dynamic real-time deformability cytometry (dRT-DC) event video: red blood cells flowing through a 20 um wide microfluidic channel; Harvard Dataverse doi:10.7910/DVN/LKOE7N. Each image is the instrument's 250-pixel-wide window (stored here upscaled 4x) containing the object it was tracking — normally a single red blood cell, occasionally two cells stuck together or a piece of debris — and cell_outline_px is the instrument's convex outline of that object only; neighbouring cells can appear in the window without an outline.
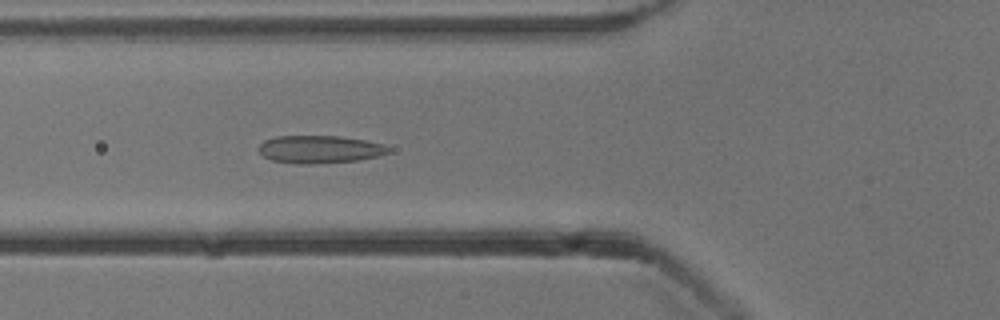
{"species": "common noctule bat (a hibernating species)", "species_latin": "Nyctalus noctula", "temperature_condition": "cold", "stored_images_in_passage": 54, "camera_frame_rate_fps": 3000, "um_per_image_px": 0.085, "animal": {"sex": "male", "body_mass_g": 13.3}, "frame": {"image": 1, "passage_image": 20, "time_ms": 6.333, "image_size_px": [1000, 320], "cell_outline_px": [[388, 152], [376, 156], [356, 160], [312, 164], [300, 164], [272, 160], [264, 156], [256, 148], [264, 140], [276, 136], [340, 136], [364, 140], [384, 144], [388, 148]], "centroid_in_image_um": [27.11, 12.68], "position_along_channel_um": 98.7, "area_um2": 20.75}}
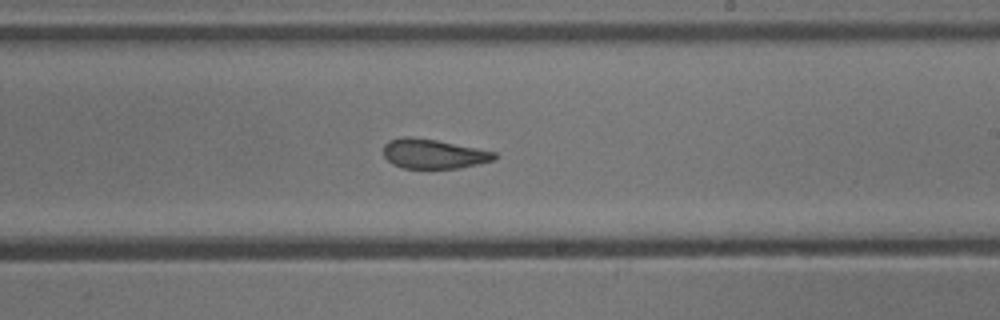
{"frame": {"image": 2, "passage_image": 32, "time_ms": 10.333, "image_size_px": [1000, 320], "cell_outline_px": [[500, 156], [496, 160], [460, 168], [404, 168], [392, 164], [384, 156], [384, 144], [388, 140], [400, 136], [408, 136], [436, 140], [496, 152]], "centroid_in_image_um": [36.86, 13.07], "position_along_channel_um": 252.1, "area_um2": 19.25}}
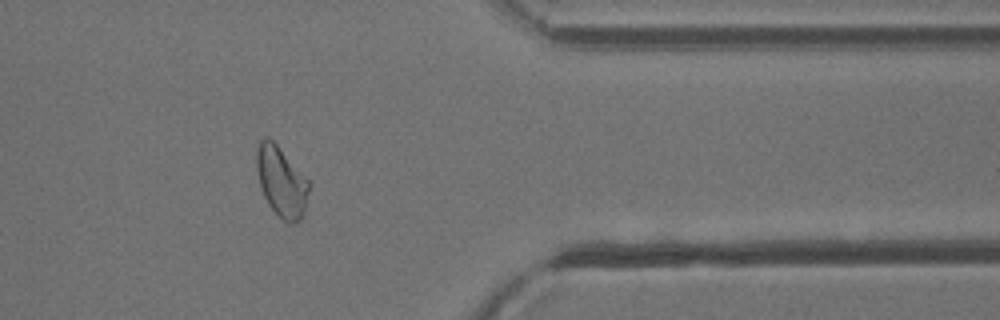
{"frame": {"image": 3, "passage_image": 44, "time_ms": 14.333, "image_size_px": [1000, 320], "cell_outline_px": [[308, 192], [304, 212], [300, 220], [292, 224], [284, 220], [268, 204], [260, 188], [256, 168], [256, 148], [260, 140], [264, 136], [268, 136], [276, 144], [308, 180]], "centroid_in_image_um": [23.88, 15.42], "position_along_channel_um": 387.5, "area_um2": 21.1}, "authors_computed_cell_mechanics": {"area_um2": 21.3282, "velocity_mm_per_s": 3.8224, "shape_relaxation_time_tau1_ms": 8.5872, "shape_relaxation_time_tau2_ms": 1.4531, "deformation_change_tau1": 0.1727, "deformation_change_tau2": 0.0942}}